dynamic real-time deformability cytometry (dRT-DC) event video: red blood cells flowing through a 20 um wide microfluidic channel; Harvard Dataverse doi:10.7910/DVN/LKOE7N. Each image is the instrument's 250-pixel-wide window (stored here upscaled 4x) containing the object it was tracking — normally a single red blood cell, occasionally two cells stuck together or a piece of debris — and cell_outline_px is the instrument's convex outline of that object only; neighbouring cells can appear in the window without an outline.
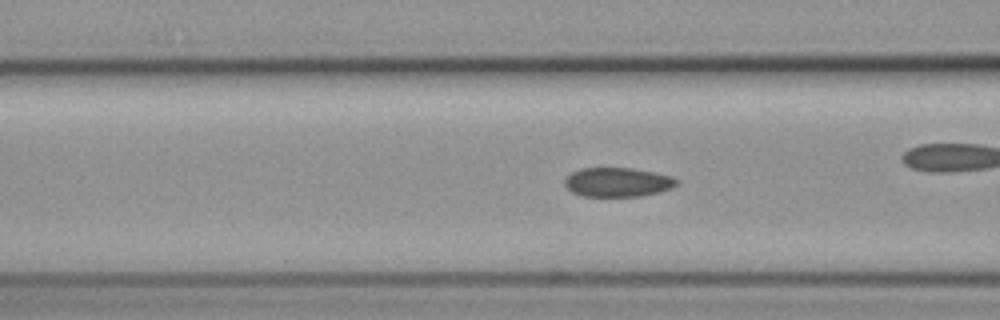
{"species": "common noctule bat (a hibernating species)", "species_latin": "Nyctalus noctula", "temperature_condition": "cold", "stored_images_in_passage": 50, "camera_frame_rate_fps": 3000, "um_per_image_px": 0.085, "animal": {"sex": "female", "body_mass_g": 19.3, "forearm_length_mm": 54.1}, "frame": {"image": 1, "passage_image": 22, "time_ms": 7.0, "image_size_px": [1000, 320], "cell_outline_px": [[680, 180], [672, 188], [660, 192], [640, 196], [584, 196], [572, 192], [564, 184], [564, 180], [572, 172], [580, 168], [632, 168], [672, 176]], "centroid_in_image_um": [52.51, 15.48], "position_along_channel_um": 114.1, "area_um2": 19.02}, "authors_computed_cell_mechanics": {"area_um2": 19.8254, "velocity_mm_per_s": 3.6579, "shape_relaxation_time_tau1_ms": 7.9378, "shape_relaxation_time_tau2_ms": 3.6814, "deformation_change_tau1": 0.1242, "deformation_change_tau2": 0.063}}